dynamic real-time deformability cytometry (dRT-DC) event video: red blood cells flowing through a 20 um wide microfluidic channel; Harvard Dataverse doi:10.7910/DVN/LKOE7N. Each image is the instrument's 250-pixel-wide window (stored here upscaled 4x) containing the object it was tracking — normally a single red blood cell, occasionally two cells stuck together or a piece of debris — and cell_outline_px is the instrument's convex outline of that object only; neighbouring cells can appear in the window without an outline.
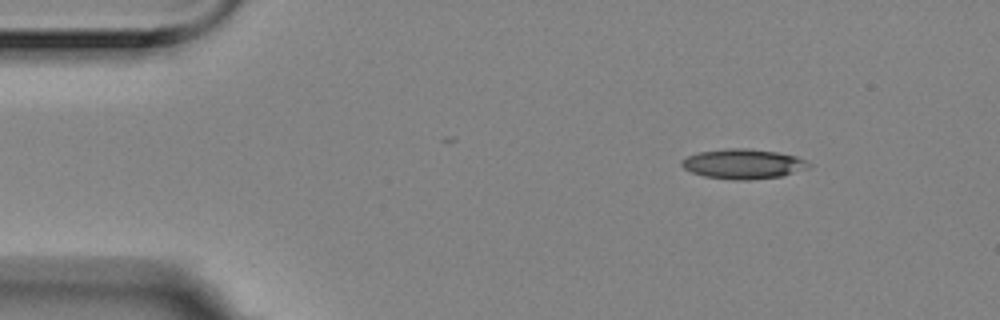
{"species": "Egyptian fruit bat (a non-hibernating species)", "species_latin": "Rousettus aegyptiacus", "temperature_condition": "room temperature", "stored_images_in_passage": 4, "camera_frame_rate_fps": 3000, "um_per_image_px": 0.085, "animal": {"sex": "female"}, "frame": {"image": 1, "passage_image": 1, "time_ms": 0.0, "image_size_px": [1000, 320], "cell_outline_px": [[812, 164], [808, 168], [780, 176], [748, 180], [732, 180], [704, 176], [692, 172], [684, 168], [680, 164], [680, 160], [688, 156], [700, 152], [728, 148], [748, 148], [776, 152], [796, 156]], "centroid_in_image_um": [63.15, 13.93], "position_along_channel_um": 21.9, "area_um2": 21.96}}
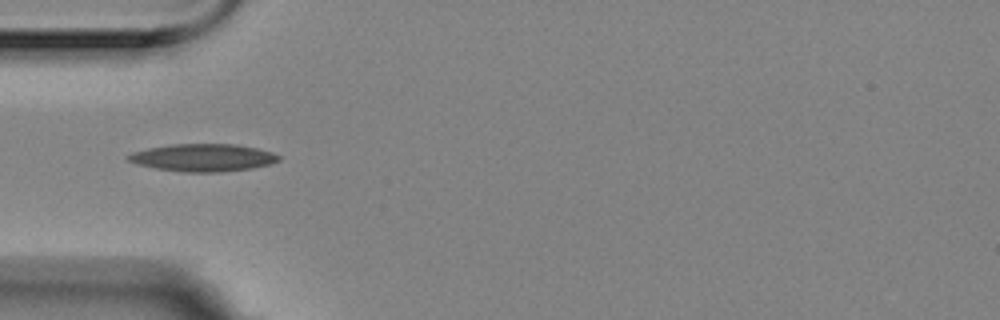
{"frame": {"image": 2, "passage_image": 4, "time_ms": 1.0, "image_size_px": [1000, 320], "cell_outline_px": [[280, 160], [268, 164], [252, 168], [220, 172], [184, 172], [156, 168], [136, 164], [128, 160], [124, 156], [132, 152], [148, 148], [172, 144], [236, 144], [256, 148], [272, 152], [280, 156]], "centroid_in_image_um": [17.23, 13.39], "position_along_channel_um": 67.8, "area_um2": 24.1}}